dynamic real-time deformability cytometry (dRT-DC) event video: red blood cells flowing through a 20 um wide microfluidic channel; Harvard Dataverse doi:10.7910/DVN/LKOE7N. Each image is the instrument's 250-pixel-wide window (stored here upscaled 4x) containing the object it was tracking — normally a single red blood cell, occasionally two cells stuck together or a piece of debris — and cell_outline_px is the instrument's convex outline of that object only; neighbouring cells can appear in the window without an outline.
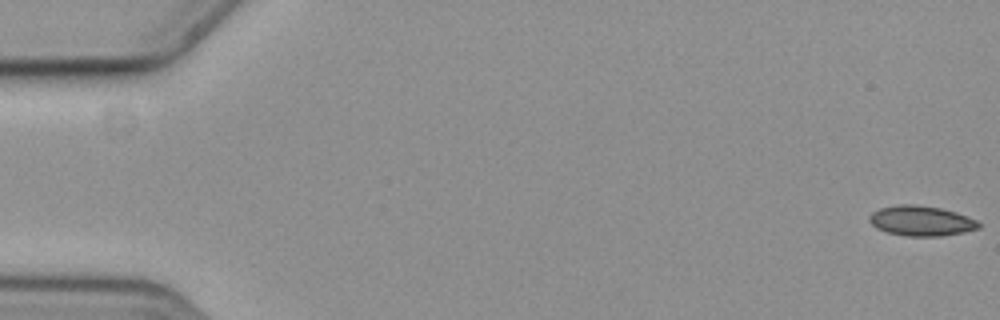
{"species": "common noctule bat (a hibernating species)", "species_latin": "Nyctalus noctula", "temperature_condition": "cold", "stored_images_in_passage": 60, "camera_frame_rate_fps": 3000, "um_per_image_px": 0.085, "animal": {"sex": "female", "body_mass_g": 19.3, "forearm_length_mm": 54.1}, "frame": {"image": 1, "passage_image": 1, "time_ms": 0.0, "image_size_px": [1000, 320], "cell_outline_px": [[980, 228], [964, 232], [940, 236], [904, 236], [888, 232], [876, 228], [868, 220], [868, 216], [872, 212], [880, 208], [900, 204], [916, 204], [940, 208], [956, 212], [976, 220], [980, 224]], "centroid_in_image_um": [78.28, 18.77], "position_along_channel_um": 6.7, "area_um2": 19.19}}
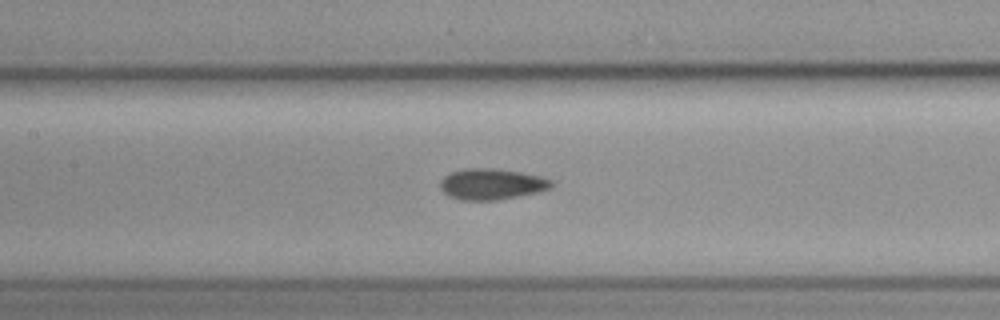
{"frame": {"image": 2, "passage_image": 28, "time_ms": 9.0, "image_size_px": [1000, 320], "cell_outline_px": [[552, 184], [548, 188], [536, 192], [496, 200], [460, 200], [448, 196], [440, 188], [440, 180], [444, 176], [452, 172], [464, 168], [496, 168], [520, 172], [540, 176], [552, 180]], "centroid_in_image_um": [41.73, 15.64], "position_along_channel_um": 165.7, "area_um2": 19.94}}
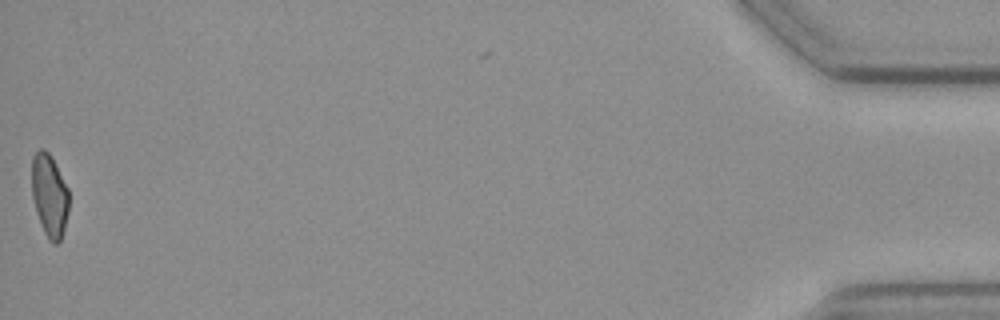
{"frame": {"image": 3, "passage_image": 59, "time_ms": 19.333, "image_size_px": [1000, 320], "cell_outline_px": [[68, 212], [64, 228], [60, 240], [56, 244], [52, 244], [48, 240], [40, 224], [36, 212], [32, 196], [32, 156], [40, 148], [44, 148], [48, 152], [68, 188]], "centroid_in_image_um": [4.19, 16.63], "position_along_channel_um": 431.0, "area_um2": 17.8}, "authors_computed_cell_mechanics": {"area_um2": 19.1896, "velocity_mm_per_s": 3.5815, "shape_relaxation_time_tau1_ms": null, "shape_relaxation_time_tau2_ms": 9.5693, "deformation_change_tau1": null, "deformation_change_tau2": 0.0961}}